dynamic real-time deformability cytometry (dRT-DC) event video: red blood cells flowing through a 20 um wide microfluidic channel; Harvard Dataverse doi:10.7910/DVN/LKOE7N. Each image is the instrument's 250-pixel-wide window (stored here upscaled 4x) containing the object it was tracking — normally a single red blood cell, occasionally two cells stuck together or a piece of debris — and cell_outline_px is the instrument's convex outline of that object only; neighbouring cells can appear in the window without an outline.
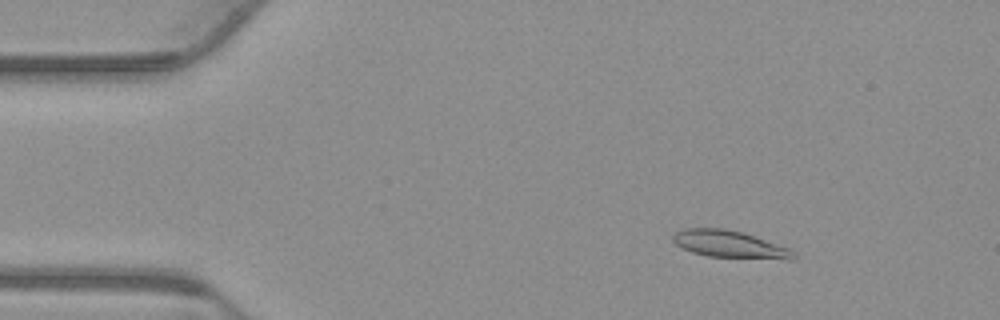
{"species": "common noctule bat (a hibernating species)", "species_latin": "Nyctalus noctula", "temperature_condition": "warm", "stored_images_in_passage": 55, "camera_frame_rate_fps": 3000, "um_per_image_px": 0.085, "animal": {"sex": "male", "body_mass_g": 23.1, "forearm_length_mm": 52.7}, "frame": {"image": 1, "passage_image": 8, "time_ms": 2.333, "image_size_px": [1000, 320], "cell_outline_px": [[796, 256], [792, 260], [788, 260], [708, 256], [692, 252], [676, 244], [672, 240], [672, 236], [676, 232], [684, 228], [724, 228], [744, 232], [788, 248], [796, 252]], "centroid_in_image_um": [62.05, 20.76], "position_along_channel_um": 23.0, "area_um2": 19.19}}
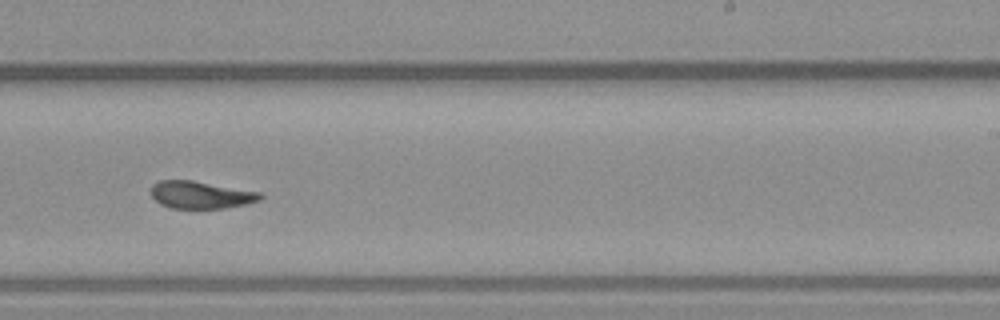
{"frame": {"image": 2, "passage_image": 34, "time_ms": 11.0, "image_size_px": [1000, 320], "cell_outline_px": [[264, 196], [260, 200], [244, 204], [224, 208], [172, 208], [160, 204], [152, 196], [152, 184], [160, 180], [192, 180], [260, 192]], "centroid_in_image_um": [17.06, 16.56], "position_along_channel_um": 271.9, "area_um2": 17.28}}
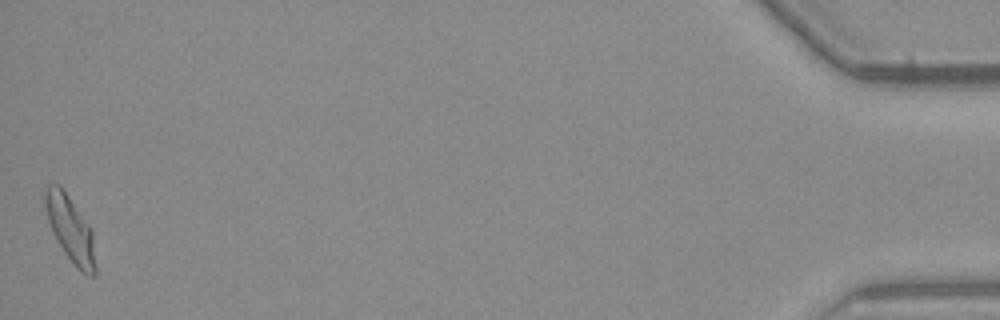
{"frame": {"image": 3, "passage_image": 55, "time_ms": 18.0, "image_size_px": [1000, 320], "cell_outline_px": [[96, 276], [88, 276], [80, 272], [72, 264], [64, 252], [52, 232], [44, 208], [44, 192], [48, 184], [60, 184], [92, 228], [96, 268]], "centroid_in_image_um": [5.99, 19.48], "position_along_channel_um": 429.2, "area_um2": 19.71}, "authors_computed_cell_mechanics": {"area_um2": 18.3226, "velocity_mm_per_s": 3.734, "shape_relaxation_time_tau1_ms": null, "shape_relaxation_time_tau2_ms": 2.1135, "deformation_change_tau1": null, "deformation_change_tau2": 0.0766}}